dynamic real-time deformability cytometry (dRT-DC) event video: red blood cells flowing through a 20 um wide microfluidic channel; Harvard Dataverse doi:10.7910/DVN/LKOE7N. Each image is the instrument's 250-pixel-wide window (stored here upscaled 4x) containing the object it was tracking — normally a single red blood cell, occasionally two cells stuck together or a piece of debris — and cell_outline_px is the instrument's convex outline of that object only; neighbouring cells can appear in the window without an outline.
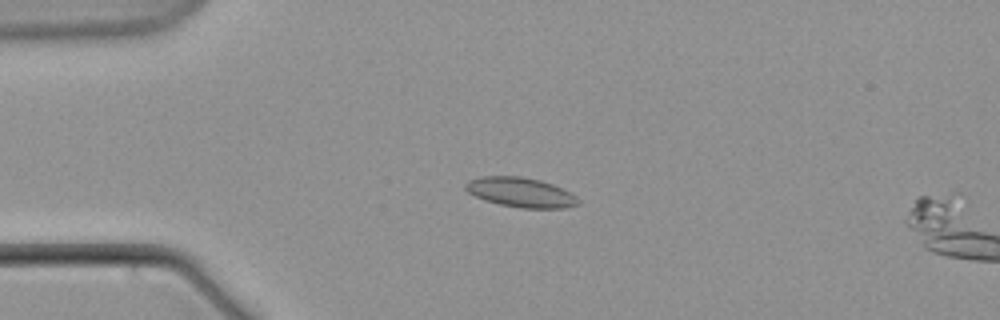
{"species": "common noctule bat (a hibernating species)", "species_latin": "Nyctalus noctula", "temperature_condition": "warm", "stored_images_in_passage": 6, "camera_frame_rate_fps": 3000, "um_per_image_px": 0.085, "animal": {"sex": "male", "body_mass_g": 21.5, "forearm_length_mm": 52.0}, "frame": {"image": 1, "passage_image": 4, "time_ms": 3.667, "image_size_px": [1000, 320], "cell_outline_px": [[580, 204], [564, 208], [520, 208], [500, 204], [484, 200], [468, 192], [464, 188], [464, 184], [468, 180], [480, 176], [520, 176], [540, 180], [552, 184], [572, 192], [580, 200]], "centroid_in_image_um": [44.27, 16.34], "position_along_channel_um": 40.7, "area_um2": 19.65}}